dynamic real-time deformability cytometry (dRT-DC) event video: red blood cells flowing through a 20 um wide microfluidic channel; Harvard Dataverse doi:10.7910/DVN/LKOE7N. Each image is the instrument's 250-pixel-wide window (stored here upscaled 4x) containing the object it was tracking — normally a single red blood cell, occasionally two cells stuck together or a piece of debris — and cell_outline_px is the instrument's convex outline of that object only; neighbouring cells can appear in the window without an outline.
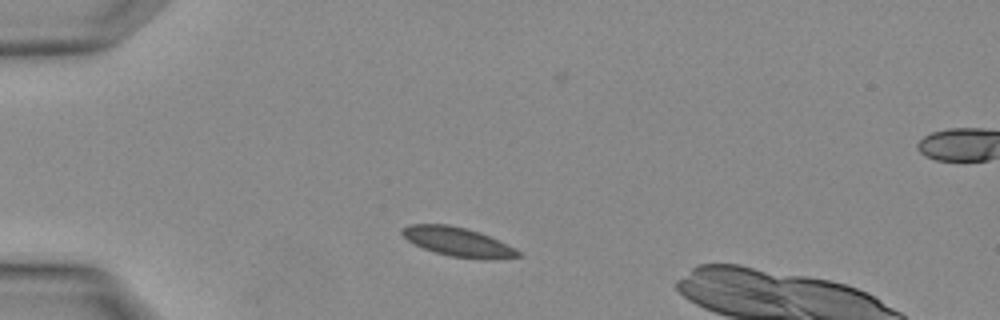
{"species": "Egyptian fruit bat (a non-hibernating species)", "species_latin": "Rousettus aegyptiacus", "temperature_condition": "warm", "stored_images_in_passage": 4, "camera_frame_rate_fps": 3000, "um_per_image_px": 0.085, "animal": {"sex": "female"}, "frame": {"image": 1, "passage_image": 3, "time_ms": 0.667, "image_size_px": [1000, 320], "cell_outline_px": [[520, 256], [452, 256], [436, 252], [424, 248], [408, 240], [400, 232], [408, 224], [448, 224], [468, 228], [480, 232], [520, 252]], "centroid_in_image_um": [38.75, 20.47], "position_along_channel_um": 46.2, "area_um2": 18.21}}